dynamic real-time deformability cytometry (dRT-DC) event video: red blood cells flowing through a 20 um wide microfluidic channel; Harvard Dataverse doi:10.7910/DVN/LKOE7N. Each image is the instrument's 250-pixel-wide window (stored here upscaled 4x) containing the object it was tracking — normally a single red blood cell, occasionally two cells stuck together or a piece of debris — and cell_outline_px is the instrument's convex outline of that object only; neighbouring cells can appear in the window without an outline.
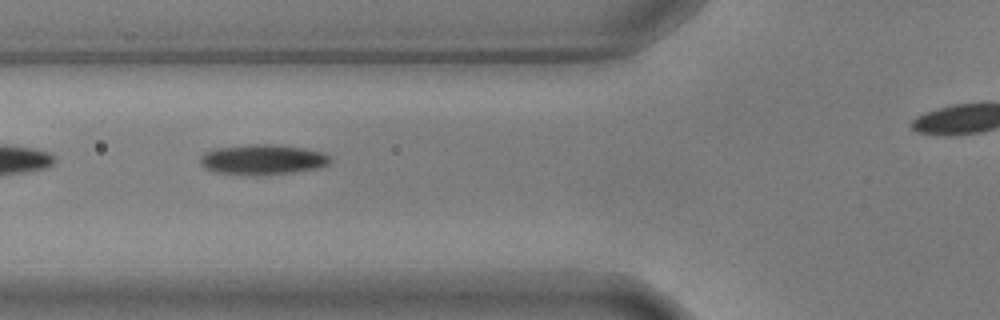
{"species": "common noctule bat (a hibernating species)", "species_latin": "Nyctalus noctula", "temperature_condition": "warm", "stored_images_in_passage": 15, "camera_frame_rate_fps": 3000, "um_per_image_px": 0.085, "animal": {"sex": "male", "body_mass_g": 17.9, "forearm_length_mm": 54.2}, "frame": {"image": 1, "passage_image": 3, "time_ms": 0.667, "image_size_px": [1000, 320], "cell_outline_px": [[332, 160], [328, 164], [320, 168], [292, 172], [260, 176], [252, 176], [216, 172], [204, 168], [200, 164], [200, 156], [204, 152], [216, 148], [252, 144], [272, 144], [304, 148], [320, 152], [328, 156]], "centroid_in_image_um": [22.29, 13.58], "position_along_channel_um": 103.5, "area_um2": 23.06}}
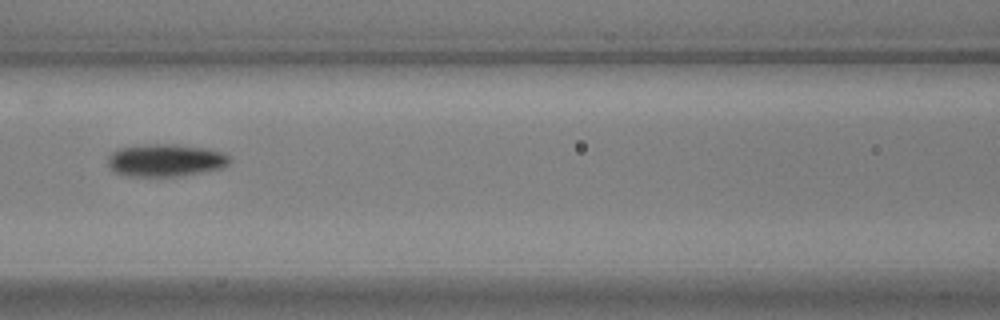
{"frame": {"image": 2, "passage_image": 7, "time_ms": 2.0, "image_size_px": [1000, 320], "cell_outline_px": [[232, 160], [224, 168], [184, 176], [128, 176], [112, 172], [108, 168], [108, 156], [112, 152], [120, 148], [148, 144], [172, 144], [208, 148], [220, 152], [228, 156]], "centroid_in_image_um": [14.07, 13.64], "position_along_channel_um": 152.5, "area_um2": 23.35}}
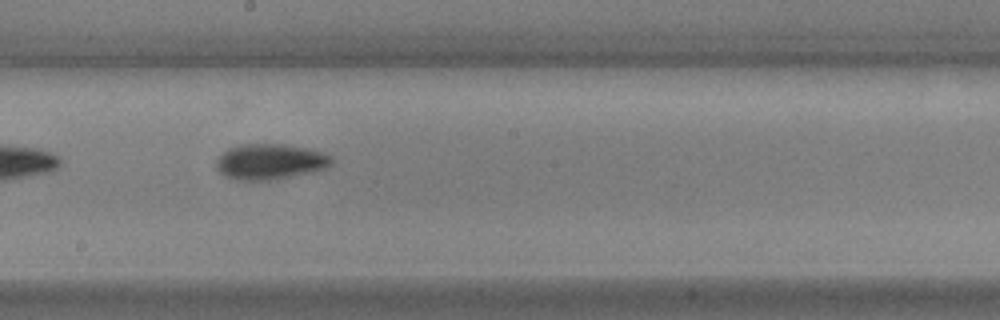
{"frame": {"image": 3, "passage_image": 13, "time_ms": 4.0, "image_size_px": [1000, 320], "cell_outline_px": [[332, 164], [324, 168], [312, 172], [272, 180], [236, 180], [224, 176], [216, 168], [216, 160], [228, 148], [240, 144], [284, 144], [308, 148], [332, 156]], "centroid_in_image_um": [22.94, 13.74], "position_along_channel_um": 225.3, "area_um2": 23.93}}